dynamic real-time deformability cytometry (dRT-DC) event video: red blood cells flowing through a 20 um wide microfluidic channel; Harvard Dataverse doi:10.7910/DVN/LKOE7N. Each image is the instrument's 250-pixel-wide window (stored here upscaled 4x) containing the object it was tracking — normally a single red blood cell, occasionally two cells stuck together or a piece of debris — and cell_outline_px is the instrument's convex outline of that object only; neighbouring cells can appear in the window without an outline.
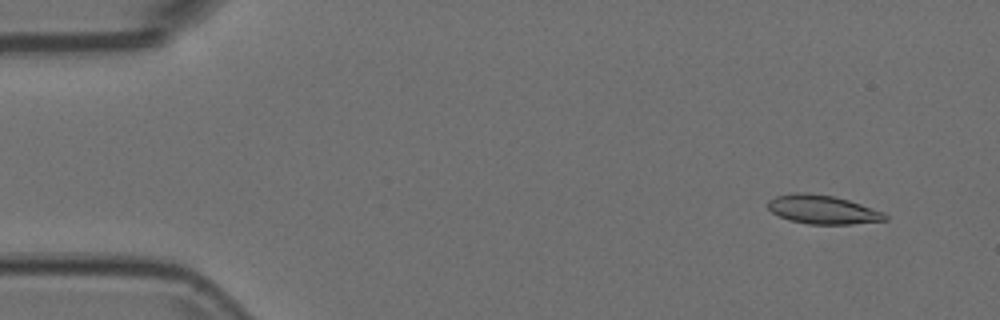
{"species": "Egyptian fruit bat (a non-hibernating species)", "species_latin": "Rousettus aegyptiacus", "temperature_condition": "room temperature", "stored_images_in_passage": 54, "camera_frame_rate_fps": 3000, "um_per_image_px": 0.085, "animal": {"sex": "female"}, "frame": {"image": 1, "passage_image": 4, "time_ms": 1.0, "image_size_px": [1000, 320], "cell_outline_px": [[888, 220], [852, 224], [808, 224], [788, 220], [772, 212], [768, 208], [768, 200], [776, 196], [792, 192], [808, 192], [832, 196], [848, 200], [884, 212], [888, 216]], "centroid_in_image_um": [69.91, 17.81], "position_along_channel_um": 15.1, "area_um2": 19.71}}
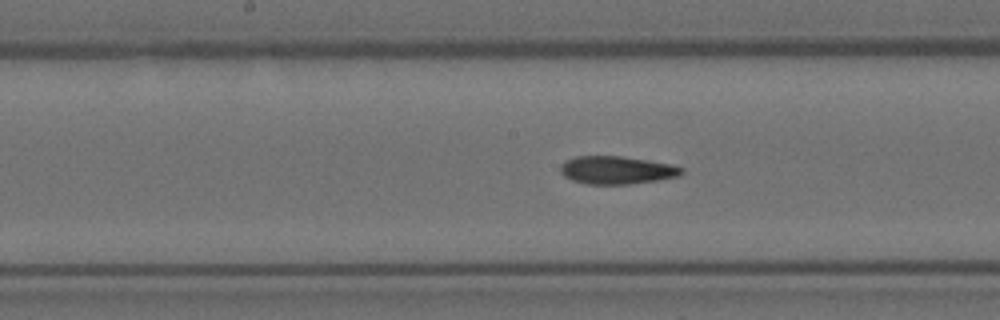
{"frame": {"image": 2, "passage_image": 27, "time_ms": 8.667, "image_size_px": [1000, 320], "cell_outline_px": [[684, 172], [680, 176], [656, 180], [628, 184], [588, 184], [572, 180], [564, 176], [560, 172], [560, 164], [576, 156], [620, 156], [672, 164], [684, 168]], "centroid_in_image_um": [52.43, 14.46], "position_along_channel_um": 195.8, "area_um2": 19.65}}
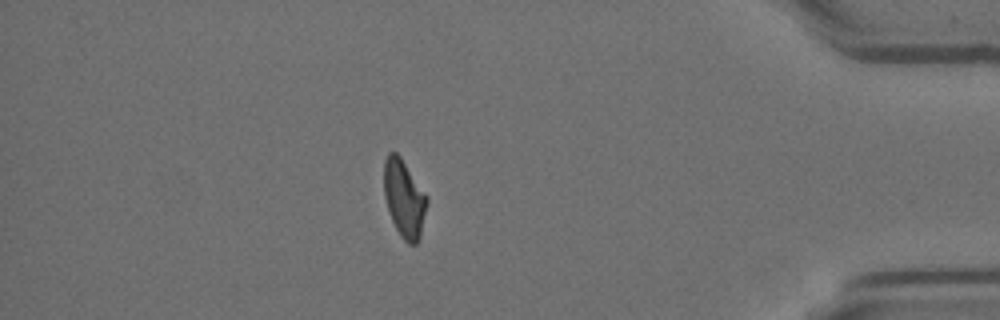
{"frame": {"image": 3, "passage_image": 47, "time_ms": 15.333, "image_size_px": [1000, 320], "cell_outline_px": [[428, 200], [420, 236], [416, 244], [408, 244], [400, 236], [392, 220], [384, 196], [384, 160], [388, 152], [396, 152], [400, 156], [428, 196]], "centroid_in_image_um": [34.35, 16.86], "position_along_channel_um": 400.8, "area_um2": 19.36}}